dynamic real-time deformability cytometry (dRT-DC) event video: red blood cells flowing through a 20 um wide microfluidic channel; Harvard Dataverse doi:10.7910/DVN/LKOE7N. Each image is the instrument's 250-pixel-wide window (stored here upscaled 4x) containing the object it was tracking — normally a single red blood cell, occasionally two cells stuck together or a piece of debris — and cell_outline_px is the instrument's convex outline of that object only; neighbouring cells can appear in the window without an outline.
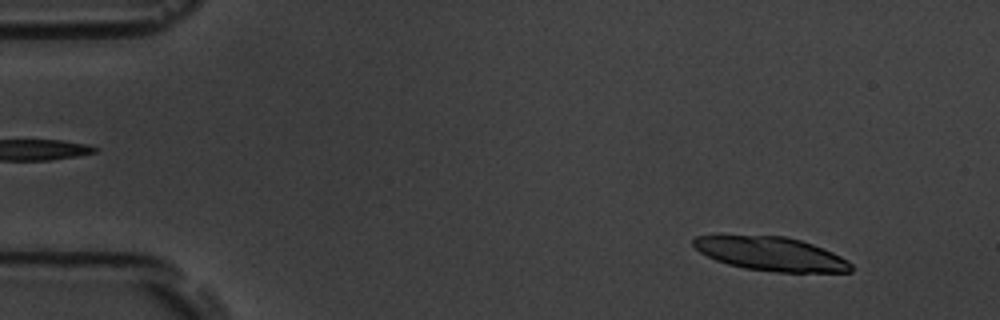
{"species": "common noctule bat (a hibernating species)", "species_latin": "Nyctalus noctula", "temperature_condition": "room temperature", "stored_images_in_passage": 54, "camera_frame_rate_fps": 3000, "um_per_image_px": 0.085, "animal": {"sex": "male", "body_mass_g": 19.5, "forearm_length_mm": 54.6}, "frame": {"image": 1, "passage_image": 5, "time_ms": 1.333, "image_size_px": [1000, 320], "cell_outline_px": [[852, 272], [776, 272], [744, 268], [728, 264], [716, 260], [700, 252], [692, 244], [692, 240], [696, 236], [784, 236], [800, 240], [812, 244], [832, 252], [848, 260], [852, 264]], "centroid_in_image_um": [65.56, 21.59], "position_along_channel_um": 19.4, "area_um2": 30.75}}
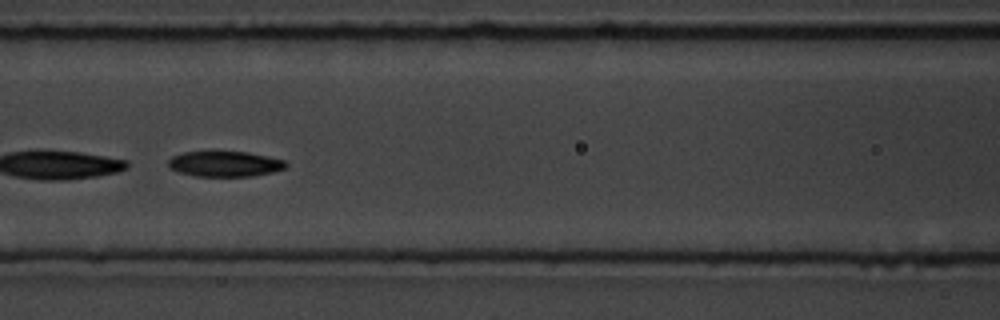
{"frame": {"image": 2, "passage_image": 24, "time_ms": 7.667, "image_size_px": [1000, 320], "cell_outline_px": [[288, 164], [284, 168], [272, 172], [252, 176], [192, 176], [168, 168], [168, 160], [172, 156], [184, 152], [248, 152], [268, 156], [284, 160]], "centroid_in_image_um": [19.09, 13.93], "position_along_channel_um": 147.5, "area_um2": 17.4}}